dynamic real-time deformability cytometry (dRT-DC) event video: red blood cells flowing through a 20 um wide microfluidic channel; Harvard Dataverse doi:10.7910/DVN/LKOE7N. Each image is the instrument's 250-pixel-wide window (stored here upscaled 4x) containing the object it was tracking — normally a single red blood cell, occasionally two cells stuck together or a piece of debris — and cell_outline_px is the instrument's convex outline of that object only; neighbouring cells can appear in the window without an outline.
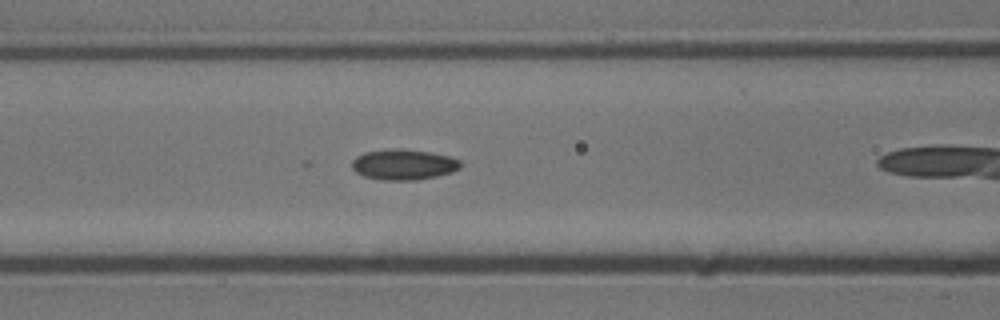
{"species": "common noctule bat (a hibernating species)", "species_latin": "Nyctalus noctula", "temperature_condition": "cold", "stored_images_in_passage": 9, "camera_frame_rate_fps": 3000, "um_per_image_px": 0.085, "animal": {"sex": "male", "body_mass_g": 13.3}, "frame": {"image": 1, "passage_image": 8, "time_ms": 2.333, "image_size_px": [1000, 320], "cell_outline_px": [[460, 168], [452, 172], [436, 176], [416, 180], [384, 180], [364, 176], [356, 172], [352, 168], [352, 160], [356, 156], [364, 152], [396, 148], [404, 148], [428, 152], [448, 156], [460, 160]], "centroid_in_image_um": [34.28, 13.98], "position_along_channel_um": 132.3, "area_um2": 19.31}}